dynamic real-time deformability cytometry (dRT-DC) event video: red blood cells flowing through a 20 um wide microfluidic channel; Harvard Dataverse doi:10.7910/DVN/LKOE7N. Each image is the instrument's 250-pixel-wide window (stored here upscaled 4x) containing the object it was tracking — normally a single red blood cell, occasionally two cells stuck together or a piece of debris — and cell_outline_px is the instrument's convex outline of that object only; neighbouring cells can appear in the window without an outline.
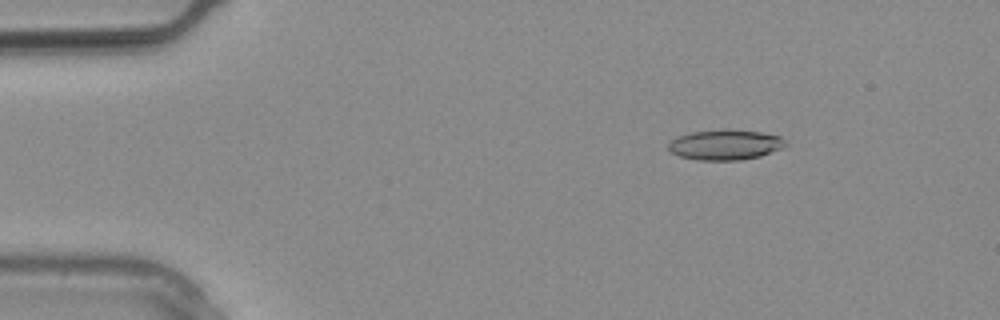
{"species": "common noctule bat (a hibernating species)", "species_latin": "Nyctalus noctula", "temperature_condition": "warm", "stored_images_in_passage": 10, "camera_frame_rate_fps": 3000, "um_per_image_px": 0.085, "animal": {"sex": "male", "body_mass_g": 20.4}, "frame": {"image": 1, "passage_image": 4, "time_ms": 1.0, "image_size_px": [1000, 320], "cell_outline_px": [[788, 144], [780, 148], [760, 156], [740, 160], [696, 160], [680, 156], [672, 152], [668, 148], [668, 144], [676, 136], [692, 132], [724, 128], [760, 132], [780, 136], [788, 140]], "centroid_in_image_um": [61.65, 12.29], "position_along_channel_um": 23.4, "area_um2": 20.81}}
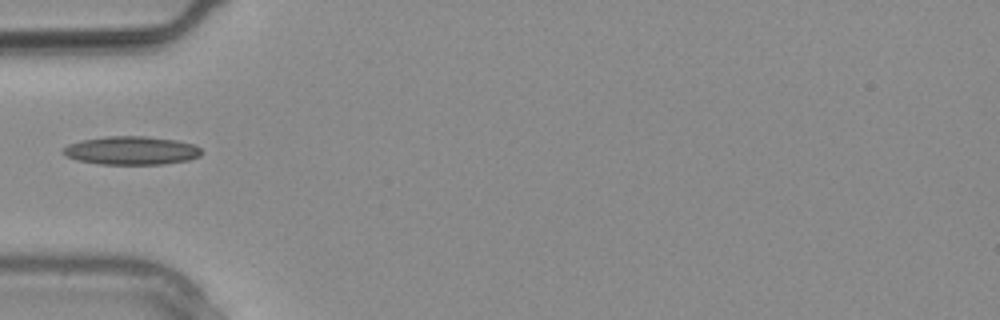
{"frame": {"image": 2, "passage_image": 9, "time_ms": 2.667, "image_size_px": [1000, 320], "cell_outline_px": [[204, 152], [200, 156], [188, 160], [164, 164], [100, 164], [76, 160], [68, 156], [64, 152], [64, 148], [68, 144], [80, 140], [108, 136], [144, 136], [176, 140], [196, 144]], "centroid_in_image_um": [11.22, 12.79], "position_along_channel_um": 73.8, "area_um2": 22.95}}